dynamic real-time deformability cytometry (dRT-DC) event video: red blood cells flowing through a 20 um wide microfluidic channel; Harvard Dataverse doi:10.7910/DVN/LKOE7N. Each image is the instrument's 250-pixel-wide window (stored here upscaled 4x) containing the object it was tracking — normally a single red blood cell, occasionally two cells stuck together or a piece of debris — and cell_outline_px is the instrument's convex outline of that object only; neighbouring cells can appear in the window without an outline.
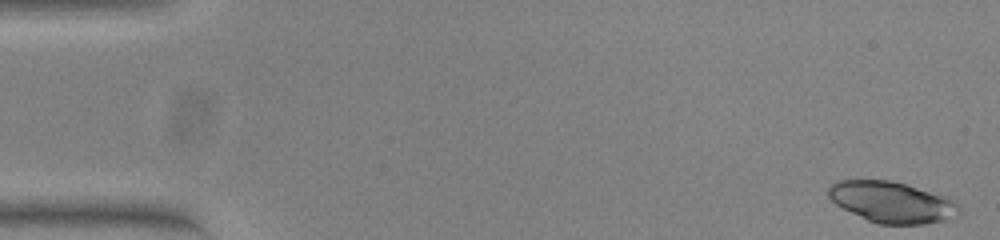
{"species": "common noctule bat (a hibernating species)", "species_latin": "Nyctalus noctula", "temperature_condition": "warm", "stored_images_in_passage": 53, "camera_frame_rate_fps": 3000, "um_per_image_px": 0.085, "animal": {"sex": "female", "body_mass_g": 23.0, "forearm_length_mm": 53.4}, "frame": {"image": 1, "passage_image": 1, "time_ms": 0.0, "image_size_px": [1000, 240], "cell_outline_px": [[960, 212], [956, 216], [944, 220], [924, 224], [880, 224], [868, 220], [836, 204], [828, 196], [828, 188], [836, 180], [892, 180], [948, 196], [956, 200], [960, 208]], "centroid_in_image_um": [75.86, 17.17], "position_along_channel_um": 9.1, "area_um2": 31.33}}